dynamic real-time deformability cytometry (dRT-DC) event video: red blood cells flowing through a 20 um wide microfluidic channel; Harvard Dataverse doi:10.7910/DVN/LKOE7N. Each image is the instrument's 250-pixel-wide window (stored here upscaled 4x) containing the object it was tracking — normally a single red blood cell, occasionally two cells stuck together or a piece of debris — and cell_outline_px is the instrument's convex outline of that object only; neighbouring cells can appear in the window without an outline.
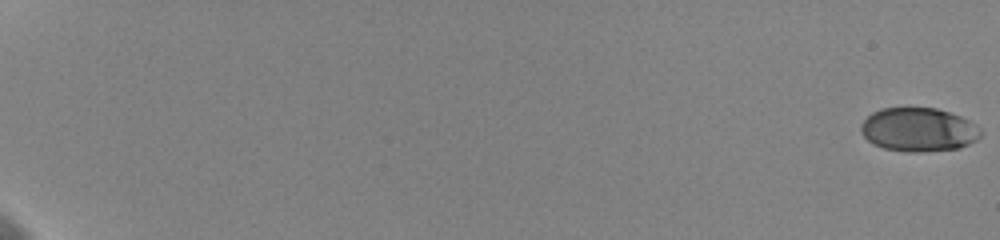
{"species": "human", "species_latin": "Homo sapiens", "temperature_condition": "cold", "stored_images_in_passage": 61, "camera_frame_rate_fps": 3000, "um_per_image_px": 0.085, "donor": {"sex": "female"}, "frame": {"image": 1, "passage_image": 1, "time_ms": 0.0, "image_size_px": [1000, 240], "cell_outline_px": [[980, 136], [976, 140], [960, 148], [920, 152], [908, 152], [884, 148], [868, 140], [864, 136], [860, 128], [864, 120], [872, 112], [880, 108], [936, 108], [960, 116], [976, 124], [980, 128]], "centroid_in_image_um": [78.08, 11.02], "position_along_channel_um": 6.9, "area_um2": 30.35}}
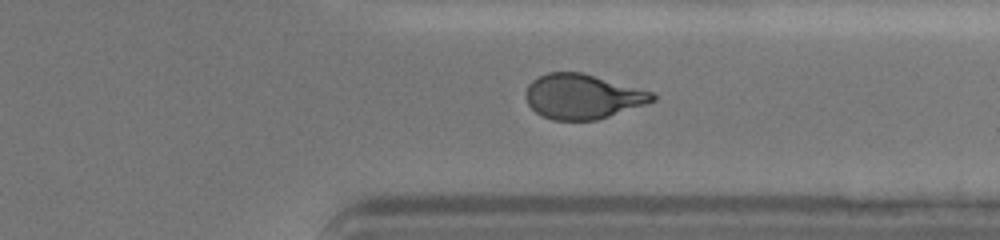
{"frame": {"image": 2, "passage_image": 50, "time_ms": 16.333, "image_size_px": [1000, 240], "cell_outline_px": [[656, 100], [648, 104], [596, 120], [552, 120], [536, 112], [528, 104], [528, 84], [532, 80], [548, 72], [580, 72], [652, 92], [656, 96]], "centroid_in_image_um": [49.55, 8.21], "position_along_channel_um": 361.9, "area_um2": 32.6}}
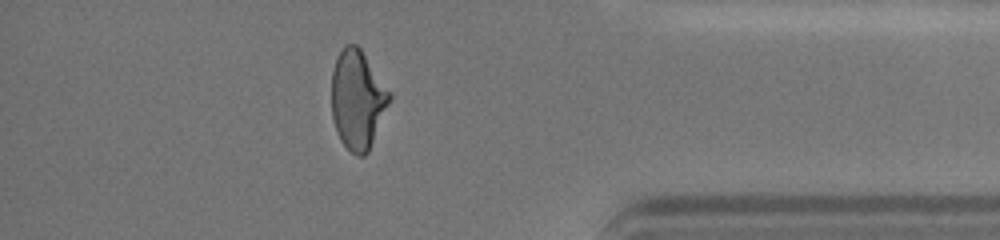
{"frame": {"image": 3, "passage_image": 55, "time_ms": 18.0, "image_size_px": [1000, 240], "cell_outline_px": [[392, 96], [368, 152], [364, 156], [356, 156], [340, 140], [332, 116], [332, 72], [336, 56], [344, 44], [356, 44], [360, 48], [392, 92]], "centroid_in_image_um": [30.39, 8.43], "position_along_channel_um": 404.8, "area_um2": 33.41}, "authors_computed_cell_mechanics": {"area_um2": 32.8304, "velocity_mm_per_s": 3.6041, "shape_relaxation_time_tau1_ms": 4.6417, "shape_relaxation_time_tau2_ms": 0.8291, "deformation_change_tau1": 0.1488, "deformation_change_tau2": 0.0558}}